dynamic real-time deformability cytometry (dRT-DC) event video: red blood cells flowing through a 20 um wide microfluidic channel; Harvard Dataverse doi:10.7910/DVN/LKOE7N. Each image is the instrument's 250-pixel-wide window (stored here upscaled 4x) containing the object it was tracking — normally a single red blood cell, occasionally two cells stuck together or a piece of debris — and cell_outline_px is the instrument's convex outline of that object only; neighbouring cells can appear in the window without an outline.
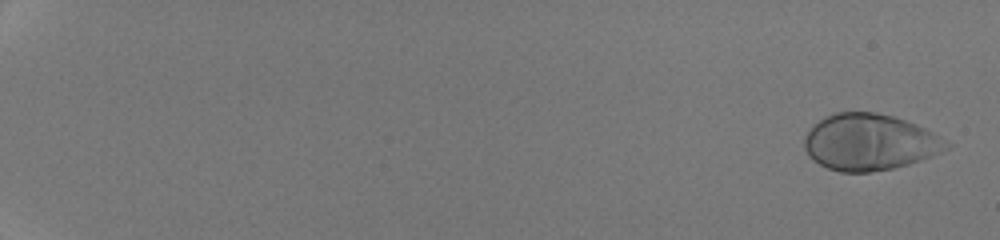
{"species": "human", "species_latin": "Homo sapiens", "temperature_condition": "room temperature", "stored_images_in_passage": 19, "camera_frame_rate_fps": 3000, "um_per_image_px": 0.085, "donor": {"sex": "male"}, "frame": {"image": 1, "passage_image": 2, "time_ms": 0.333, "image_size_px": [1000, 240], "cell_outline_px": [[952, 144], [948, 148], [932, 156], [908, 164], [892, 168], [868, 172], [840, 172], [828, 168], [812, 160], [808, 156], [804, 148], [804, 136], [812, 124], [824, 116], [836, 112], [876, 112], [892, 116], [916, 124], [932, 132]], "centroid_in_image_um": [73.86, 12.08], "position_along_channel_um": 11.1, "area_um2": 46.76}}